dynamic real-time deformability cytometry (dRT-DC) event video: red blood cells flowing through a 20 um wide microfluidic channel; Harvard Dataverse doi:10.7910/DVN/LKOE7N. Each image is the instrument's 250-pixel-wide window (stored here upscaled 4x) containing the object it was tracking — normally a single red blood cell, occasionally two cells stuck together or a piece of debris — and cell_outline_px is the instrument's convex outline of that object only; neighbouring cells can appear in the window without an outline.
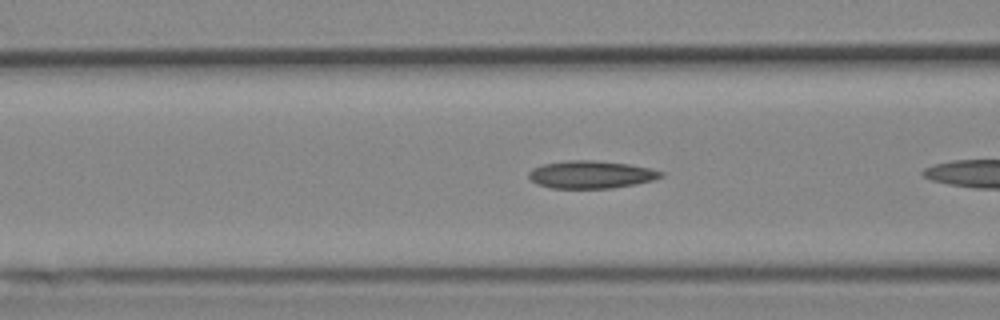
{"species": "Egyptian fruit bat (a non-hibernating species)", "species_latin": "Rousettus aegyptiacus", "temperature_condition": "cold", "stored_images_in_passage": 39, "camera_frame_rate_fps": 3000, "um_per_image_px": 0.085, "animal": {"sex": "female"}, "frame": {"image": 1, "passage_image": 18, "time_ms": 5.667, "image_size_px": [1000, 320], "cell_outline_px": [[664, 176], [652, 180], [636, 184], [612, 188], [552, 188], [536, 184], [528, 176], [528, 172], [532, 168], [544, 164], [568, 160], [592, 160], [628, 164], [652, 168], [664, 172]], "centroid_in_image_um": [50.25, 14.83], "position_along_channel_um": 116.4, "area_um2": 21.33}}
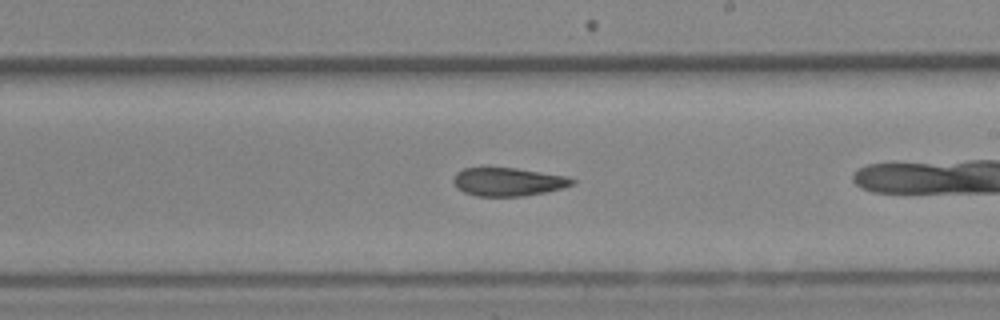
{"frame": {"image": 2, "passage_image": 28, "time_ms": 9.0, "image_size_px": [1000, 320], "cell_outline_px": [[576, 184], [564, 188], [524, 196], [476, 196], [464, 192], [456, 188], [452, 180], [456, 172], [464, 168], [516, 168], [568, 176], [576, 180]], "centroid_in_image_um": [43.21, 15.45], "position_along_channel_um": 245.8, "area_um2": 19.77}}
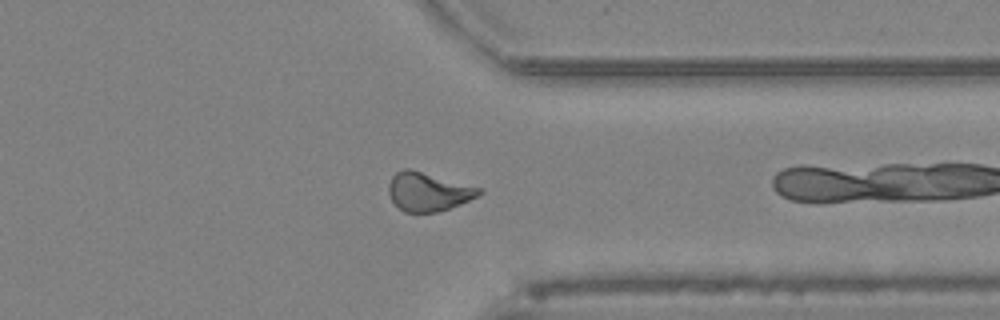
{"frame": {"image": 3, "passage_image": 38, "time_ms": 12.333, "image_size_px": [1000, 320], "cell_outline_px": [[484, 192], [460, 204], [436, 212], [404, 212], [392, 200], [388, 192], [388, 184], [392, 176], [396, 172], [404, 168], [408, 168], [484, 188]], "centroid_in_image_um": [36.4, 16.28], "position_along_channel_um": 375.0, "area_um2": 20.29}}